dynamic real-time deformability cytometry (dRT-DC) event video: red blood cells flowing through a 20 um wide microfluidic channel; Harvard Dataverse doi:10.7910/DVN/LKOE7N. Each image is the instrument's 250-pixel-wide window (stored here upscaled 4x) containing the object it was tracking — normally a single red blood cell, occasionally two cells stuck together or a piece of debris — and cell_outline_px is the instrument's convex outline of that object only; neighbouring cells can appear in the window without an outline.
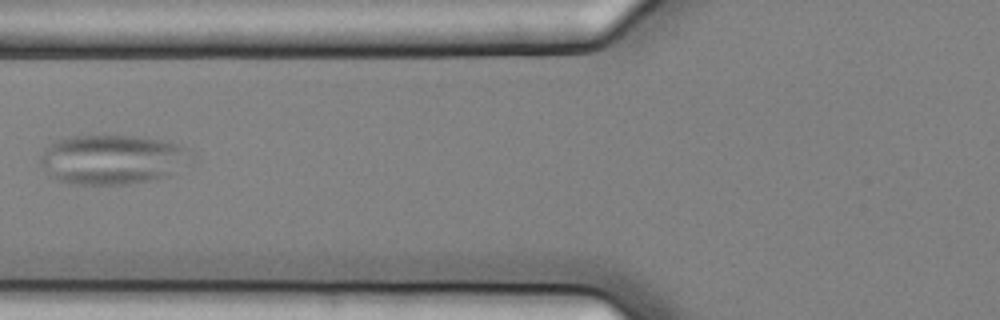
{"species": "common noctule bat (a hibernating species)", "species_latin": "Nyctalus noctula", "temperature_condition": "cold", "stored_images_in_passage": 9, "camera_frame_rate_fps": 3000, "um_per_image_px": 0.085, "animal": {"sex": "female", "body_mass_g": 25.1}, "frame": {"image": 1, "passage_image": 6, "time_ms": 1.667, "image_size_px": [1000, 320], "cell_outline_px": [[196, 160], [168, 176], [156, 180], [128, 184], [76, 184], [60, 180], [48, 176], [44, 172], [40, 164], [40, 156], [48, 144], [56, 140], [72, 136], [136, 136], [160, 140], [180, 144], [196, 152]], "centroid_in_image_um": [9.63, 13.56], "position_along_channel_um": 116.2, "area_um2": 44.45}}